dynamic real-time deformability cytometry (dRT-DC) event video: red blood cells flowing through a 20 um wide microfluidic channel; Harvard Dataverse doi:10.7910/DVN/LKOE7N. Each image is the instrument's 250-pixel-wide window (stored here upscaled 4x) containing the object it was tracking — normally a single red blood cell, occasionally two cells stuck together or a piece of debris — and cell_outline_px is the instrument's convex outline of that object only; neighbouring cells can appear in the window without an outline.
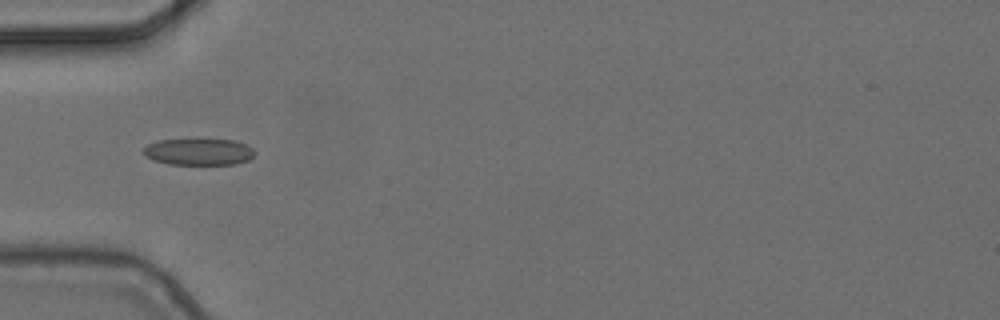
{"species": "common noctule bat (a hibernating species)", "species_latin": "Nyctalus noctula", "temperature_condition": "cold", "stored_images_in_passage": 5, "camera_frame_rate_fps": 3000, "um_per_image_px": 0.085, "animal": {"sex": "female", "body_mass_g": 24.6, "forearm_length_mm": 56.2}, "frame": {"image": 1, "passage_image": 3, "time_ms": 0.667, "image_size_px": [1000, 320], "cell_outline_px": [[256, 152], [248, 160], [236, 164], [168, 164], [144, 156], [144, 148], [148, 144], [156, 140], [200, 136], [204, 136], [232, 140], [244, 144], [252, 148]], "centroid_in_image_um": [16.88, 12.84], "position_along_channel_um": 68.1, "area_um2": 18.15}}
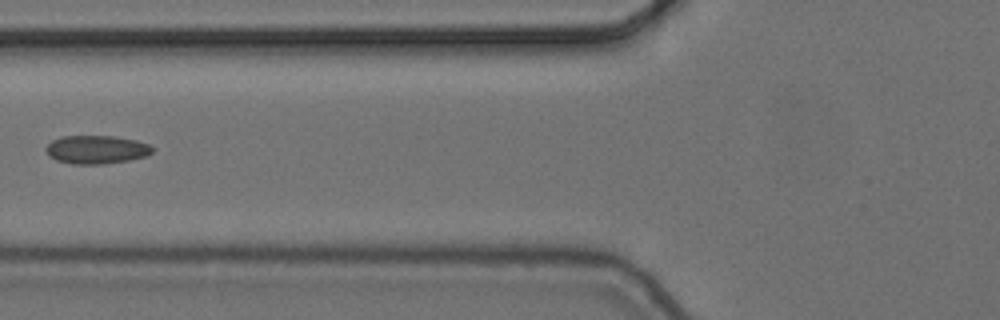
{"frame": {"image": 2, "passage_image": 4, "time_ms": 1.0, "image_size_px": [1000, 320], "cell_outline_px": [[152, 152], [148, 156], [128, 160], [104, 164], [72, 164], [56, 160], [48, 156], [44, 148], [52, 140], [64, 136], [112, 136], [136, 140], [148, 144], [152, 148]], "centroid_in_image_um": [8.17, 12.72], "position_along_channel_um": 117.6, "area_um2": 17.63}}
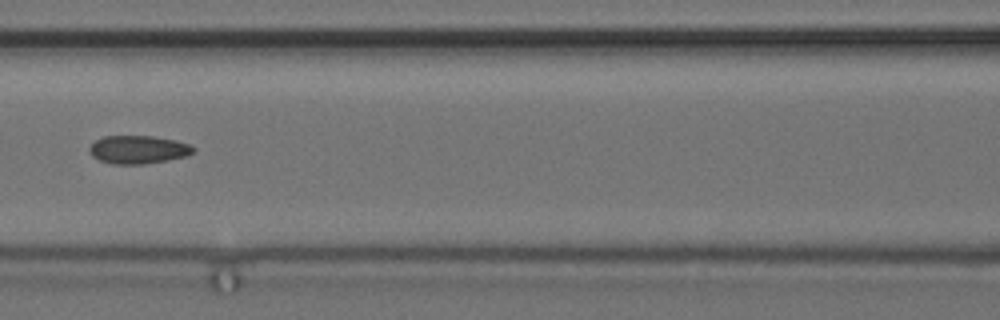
{"frame": {"image": 3, "passage_image": 5, "time_ms": 1.333, "image_size_px": [1000, 320], "cell_outline_px": [[196, 152], [188, 156], [168, 160], [144, 164], [112, 164], [100, 160], [92, 156], [88, 152], [88, 148], [96, 140], [104, 136], [152, 136], [176, 140], [188, 144], [196, 148]], "centroid_in_image_um": [11.77, 12.72], "position_along_channel_um": 154.8, "area_um2": 17.22}}